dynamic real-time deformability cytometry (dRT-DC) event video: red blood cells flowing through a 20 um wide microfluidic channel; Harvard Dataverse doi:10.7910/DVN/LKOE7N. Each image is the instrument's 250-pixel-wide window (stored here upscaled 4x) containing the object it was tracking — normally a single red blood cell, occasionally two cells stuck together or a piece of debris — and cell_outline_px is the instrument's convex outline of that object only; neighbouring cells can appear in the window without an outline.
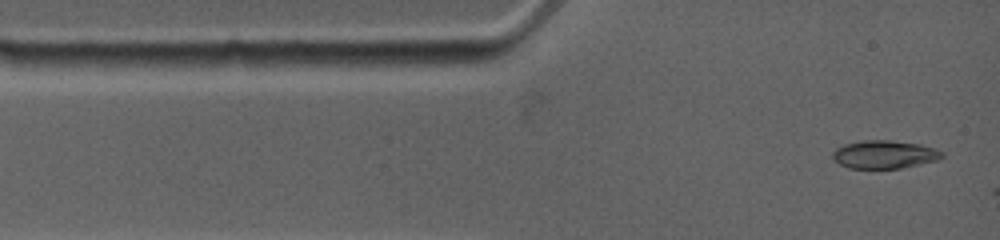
{"species": "common noctule bat (a hibernating species)", "species_latin": "Nyctalus noctula", "temperature_condition": "warm", "stored_images_in_passage": 4, "camera_frame_rate_fps": 4500, "um_per_image_px": 0.085, "animal": {"sex": "female", "body_mass_g": 19.0, "forearm_length_mm": 53.3}, "frame": {"image": 1, "passage_image": 1, "time_ms": 0.0, "image_size_px": [1000, 240], "cell_outline_px": [[944, 156], [936, 160], [920, 164], [900, 168], [848, 168], [840, 164], [832, 156], [832, 152], [836, 148], [844, 144], [864, 140], [892, 140], [920, 144], [944, 152]], "centroid_in_image_um": [75.16, 13.12], "position_along_channel_um": 9.8, "area_um2": 17.8}}